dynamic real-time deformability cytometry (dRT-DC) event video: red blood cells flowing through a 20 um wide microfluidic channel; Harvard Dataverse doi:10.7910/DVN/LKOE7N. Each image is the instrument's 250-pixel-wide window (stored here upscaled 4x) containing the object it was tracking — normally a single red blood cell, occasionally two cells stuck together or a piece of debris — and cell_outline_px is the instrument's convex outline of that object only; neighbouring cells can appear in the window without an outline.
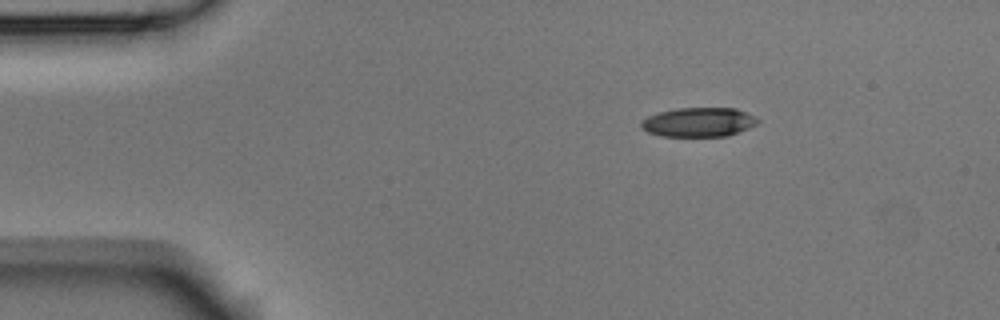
{"species": "Egyptian fruit bat (a non-hibernating species)", "species_latin": "Rousettus aegyptiacus", "temperature_condition": "room temperature", "stored_images_in_passage": 4, "camera_frame_rate_fps": 3000, "um_per_image_px": 0.085, "animal": {"sex": "male"}, "frame": {"image": 1, "passage_image": 1, "time_ms": 0.0, "image_size_px": [1000, 320], "cell_outline_px": [[760, 120], [756, 124], [748, 128], [728, 136], [660, 136], [648, 132], [640, 128], [640, 120], [648, 116], [660, 112], [676, 108], [736, 108]], "centroid_in_image_um": [59.33, 10.39], "position_along_channel_um": 25.7, "area_um2": 19.83}}
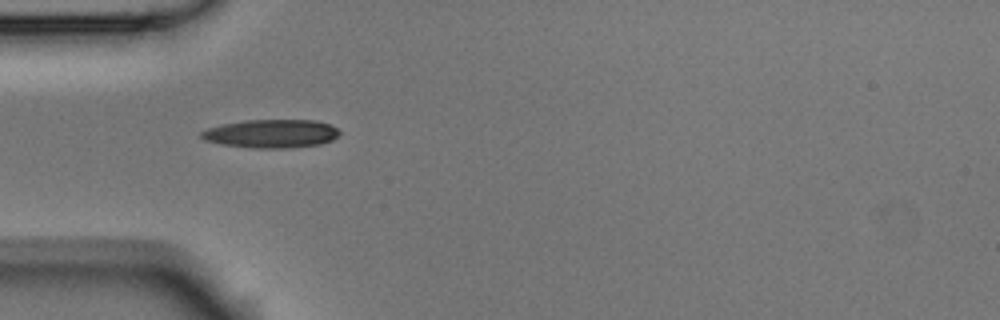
{"frame": {"image": 2, "passage_image": 3, "time_ms": 0.667, "image_size_px": [1000, 320], "cell_outline_px": [[340, 132], [332, 140], [320, 144], [284, 148], [252, 148], [224, 144], [204, 140], [200, 136], [200, 132], [208, 128], [224, 124], [244, 120], [316, 120], [332, 124]], "centroid_in_image_um": [23.07, 11.35], "position_along_channel_um": 61.9, "area_um2": 22.77}}
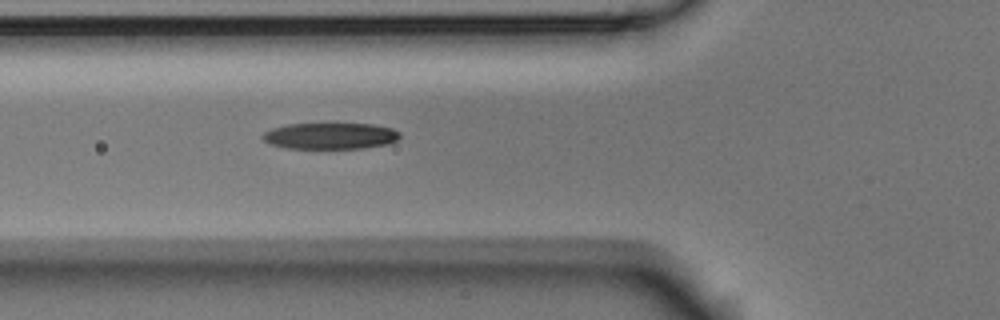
{"frame": {"image": 3, "passage_image": 4, "time_ms": 1.0, "image_size_px": [1000, 320], "cell_outline_px": [[400, 136], [396, 140], [388, 144], [364, 148], [288, 148], [268, 144], [260, 136], [264, 132], [272, 128], [288, 124], [332, 120], [336, 120], [372, 124], [392, 128], [400, 132]], "centroid_in_image_um": [28.07, 11.49], "position_along_channel_um": 97.7, "area_um2": 22.31}}